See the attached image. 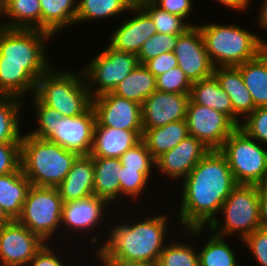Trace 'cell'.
I'll list each match as a JSON object with an SVG mask.
<instances>
[{
    "mask_svg": "<svg viewBox=\"0 0 267 266\" xmlns=\"http://www.w3.org/2000/svg\"><path fill=\"white\" fill-rule=\"evenodd\" d=\"M157 90L156 77L144 64H138L113 90V93L140 105Z\"/></svg>",
    "mask_w": 267,
    "mask_h": 266,
    "instance_id": "obj_29",
    "label": "cell"
},
{
    "mask_svg": "<svg viewBox=\"0 0 267 266\" xmlns=\"http://www.w3.org/2000/svg\"><path fill=\"white\" fill-rule=\"evenodd\" d=\"M256 108L267 107V47L254 59L236 66Z\"/></svg>",
    "mask_w": 267,
    "mask_h": 266,
    "instance_id": "obj_24",
    "label": "cell"
},
{
    "mask_svg": "<svg viewBox=\"0 0 267 266\" xmlns=\"http://www.w3.org/2000/svg\"><path fill=\"white\" fill-rule=\"evenodd\" d=\"M239 127L257 142L267 144V107L255 108Z\"/></svg>",
    "mask_w": 267,
    "mask_h": 266,
    "instance_id": "obj_41",
    "label": "cell"
},
{
    "mask_svg": "<svg viewBox=\"0 0 267 266\" xmlns=\"http://www.w3.org/2000/svg\"><path fill=\"white\" fill-rule=\"evenodd\" d=\"M177 37L178 35L155 33L143 43L138 52L139 64H144L151 58L173 51L177 44Z\"/></svg>",
    "mask_w": 267,
    "mask_h": 266,
    "instance_id": "obj_37",
    "label": "cell"
},
{
    "mask_svg": "<svg viewBox=\"0 0 267 266\" xmlns=\"http://www.w3.org/2000/svg\"><path fill=\"white\" fill-rule=\"evenodd\" d=\"M209 151L199 139L188 135L173 149L157 157L155 167L172 179H184Z\"/></svg>",
    "mask_w": 267,
    "mask_h": 266,
    "instance_id": "obj_17",
    "label": "cell"
},
{
    "mask_svg": "<svg viewBox=\"0 0 267 266\" xmlns=\"http://www.w3.org/2000/svg\"><path fill=\"white\" fill-rule=\"evenodd\" d=\"M183 185L179 220L183 231L196 236L216 219L214 214L238 184L225 156L210 150L184 178Z\"/></svg>",
    "mask_w": 267,
    "mask_h": 266,
    "instance_id": "obj_1",
    "label": "cell"
},
{
    "mask_svg": "<svg viewBox=\"0 0 267 266\" xmlns=\"http://www.w3.org/2000/svg\"><path fill=\"white\" fill-rule=\"evenodd\" d=\"M156 266H199V255L192 245L173 241L165 245Z\"/></svg>",
    "mask_w": 267,
    "mask_h": 266,
    "instance_id": "obj_35",
    "label": "cell"
},
{
    "mask_svg": "<svg viewBox=\"0 0 267 266\" xmlns=\"http://www.w3.org/2000/svg\"><path fill=\"white\" fill-rule=\"evenodd\" d=\"M190 94L154 91L141 105L142 129H152L186 119Z\"/></svg>",
    "mask_w": 267,
    "mask_h": 266,
    "instance_id": "obj_16",
    "label": "cell"
},
{
    "mask_svg": "<svg viewBox=\"0 0 267 266\" xmlns=\"http://www.w3.org/2000/svg\"><path fill=\"white\" fill-rule=\"evenodd\" d=\"M220 212L225 214L223 226L215 219L208 227L221 237L240 233L242 241L261 227L259 185L238 184L224 201ZM218 228V229H217Z\"/></svg>",
    "mask_w": 267,
    "mask_h": 266,
    "instance_id": "obj_8",
    "label": "cell"
},
{
    "mask_svg": "<svg viewBox=\"0 0 267 266\" xmlns=\"http://www.w3.org/2000/svg\"><path fill=\"white\" fill-rule=\"evenodd\" d=\"M21 102L17 97L0 95V143H21L18 120Z\"/></svg>",
    "mask_w": 267,
    "mask_h": 266,
    "instance_id": "obj_32",
    "label": "cell"
},
{
    "mask_svg": "<svg viewBox=\"0 0 267 266\" xmlns=\"http://www.w3.org/2000/svg\"><path fill=\"white\" fill-rule=\"evenodd\" d=\"M52 250L54 249H51L49 244L45 243L30 260V266H64L63 262L60 261V258H58Z\"/></svg>",
    "mask_w": 267,
    "mask_h": 266,
    "instance_id": "obj_46",
    "label": "cell"
},
{
    "mask_svg": "<svg viewBox=\"0 0 267 266\" xmlns=\"http://www.w3.org/2000/svg\"><path fill=\"white\" fill-rule=\"evenodd\" d=\"M5 14V6H4V0H0V17ZM2 25H0V30L7 28L6 24H3L4 22H1Z\"/></svg>",
    "mask_w": 267,
    "mask_h": 266,
    "instance_id": "obj_52",
    "label": "cell"
},
{
    "mask_svg": "<svg viewBox=\"0 0 267 266\" xmlns=\"http://www.w3.org/2000/svg\"><path fill=\"white\" fill-rule=\"evenodd\" d=\"M134 3L135 0H80L77 2L76 23L119 15Z\"/></svg>",
    "mask_w": 267,
    "mask_h": 266,
    "instance_id": "obj_31",
    "label": "cell"
},
{
    "mask_svg": "<svg viewBox=\"0 0 267 266\" xmlns=\"http://www.w3.org/2000/svg\"><path fill=\"white\" fill-rule=\"evenodd\" d=\"M138 64L137 55L118 51L108 45L82 70L91 98L113 92Z\"/></svg>",
    "mask_w": 267,
    "mask_h": 266,
    "instance_id": "obj_10",
    "label": "cell"
},
{
    "mask_svg": "<svg viewBox=\"0 0 267 266\" xmlns=\"http://www.w3.org/2000/svg\"><path fill=\"white\" fill-rule=\"evenodd\" d=\"M199 255V266H238L236 254L219 235L211 234Z\"/></svg>",
    "mask_w": 267,
    "mask_h": 266,
    "instance_id": "obj_34",
    "label": "cell"
},
{
    "mask_svg": "<svg viewBox=\"0 0 267 266\" xmlns=\"http://www.w3.org/2000/svg\"><path fill=\"white\" fill-rule=\"evenodd\" d=\"M135 2L151 17L157 33L182 35L193 26L184 24V18L161 9L152 0H135Z\"/></svg>",
    "mask_w": 267,
    "mask_h": 266,
    "instance_id": "obj_33",
    "label": "cell"
},
{
    "mask_svg": "<svg viewBox=\"0 0 267 266\" xmlns=\"http://www.w3.org/2000/svg\"><path fill=\"white\" fill-rule=\"evenodd\" d=\"M109 206L108 202L95 194L73 201L63 203L61 223L68 226L72 231H89L98 226L103 218L104 207ZM90 228V229H89Z\"/></svg>",
    "mask_w": 267,
    "mask_h": 266,
    "instance_id": "obj_20",
    "label": "cell"
},
{
    "mask_svg": "<svg viewBox=\"0 0 267 266\" xmlns=\"http://www.w3.org/2000/svg\"><path fill=\"white\" fill-rule=\"evenodd\" d=\"M157 90L168 93L190 94L192 82L176 67L156 77Z\"/></svg>",
    "mask_w": 267,
    "mask_h": 266,
    "instance_id": "obj_39",
    "label": "cell"
},
{
    "mask_svg": "<svg viewBox=\"0 0 267 266\" xmlns=\"http://www.w3.org/2000/svg\"><path fill=\"white\" fill-rule=\"evenodd\" d=\"M198 27L214 68L241 65L254 59L267 47V42L261 37L234 24H206Z\"/></svg>",
    "mask_w": 267,
    "mask_h": 266,
    "instance_id": "obj_5",
    "label": "cell"
},
{
    "mask_svg": "<svg viewBox=\"0 0 267 266\" xmlns=\"http://www.w3.org/2000/svg\"><path fill=\"white\" fill-rule=\"evenodd\" d=\"M7 28L41 30L40 0H4Z\"/></svg>",
    "mask_w": 267,
    "mask_h": 266,
    "instance_id": "obj_30",
    "label": "cell"
},
{
    "mask_svg": "<svg viewBox=\"0 0 267 266\" xmlns=\"http://www.w3.org/2000/svg\"><path fill=\"white\" fill-rule=\"evenodd\" d=\"M13 220L6 214L2 206L0 205V227L2 225L11 223Z\"/></svg>",
    "mask_w": 267,
    "mask_h": 266,
    "instance_id": "obj_51",
    "label": "cell"
},
{
    "mask_svg": "<svg viewBox=\"0 0 267 266\" xmlns=\"http://www.w3.org/2000/svg\"><path fill=\"white\" fill-rule=\"evenodd\" d=\"M96 115L91 105L84 113L58 120L54 131L45 139L78 155H89L92 148Z\"/></svg>",
    "mask_w": 267,
    "mask_h": 266,
    "instance_id": "obj_15",
    "label": "cell"
},
{
    "mask_svg": "<svg viewBox=\"0 0 267 266\" xmlns=\"http://www.w3.org/2000/svg\"><path fill=\"white\" fill-rule=\"evenodd\" d=\"M143 130H123L101 126L97 121L94 126L92 157L119 158L142 138Z\"/></svg>",
    "mask_w": 267,
    "mask_h": 266,
    "instance_id": "obj_19",
    "label": "cell"
},
{
    "mask_svg": "<svg viewBox=\"0 0 267 266\" xmlns=\"http://www.w3.org/2000/svg\"><path fill=\"white\" fill-rule=\"evenodd\" d=\"M254 140L238 126L219 149L237 184L267 183V150Z\"/></svg>",
    "mask_w": 267,
    "mask_h": 266,
    "instance_id": "obj_7",
    "label": "cell"
},
{
    "mask_svg": "<svg viewBox=\"0 0 267 266\" xmlns=\"http://www.w3.org/2000/svg\"><path fill=\"white\" fill-rule=\"evenodd\" d=\"M50 37L37 29L0 30V95L22 98L28 91L35 94L38 79L53 67L44 49Z\"/></svg>",
    "mask_w": 267,
    "mask_h": 266,
    "instance_id": "obj_2",
    "label": "cell"
},
{
    "mask_svg": "<svg viewBox=\"0 0 267 266\" xmlns=\"http://www.w3.org/2000/svg\"><path fill=\"white\" fill-rule=\"evenodd\" d=\"M213 75L219 82L220 87L226 92L231 100L233 109V122L240 126V118H246L256 107L251 94L246 88L240 70L236 66L216 67Z\"/></svg>",
    "mask_w": 267,
    "mask_h": 266,
    "instance_id": "obj_21",
    "label": "cell"
},
{
    "mask_svg": "<svg viewBox=\"0 0 267 266\" xmlns=\"http://www.w3.org/2000/svg\"><path fill=\"white\" fill-rule=\"evenodd\" d=\"M94 163L93 193L109 204L120 196L119 158L92 157Z\"/></svg>",
    "mask_w": 267,
    "mask_h": 266,
    "instance_id": "obj_25",
    "label": "cell"
},
{
    "mask_svg": "<svg viewBox=\"0 0 267 266\" xmlns=\"http://www.w3.org/2000/svg\"><path fill=\"white\" fill-rule=\"evenodd\" d=\"M69 72L49 69L38 79L35 90V95L45 105L56 109L63 117L78 116L92 105L82 71Z\"/></svg>",
    "mask_w": 267,
    "mask_h": 266,
    "instance_id": "obj_6",
    "label": "cell"
},
{
    "mask_svg": "<svg viewBox=\"0 0 267 266\" xmlns=\"http://www.w3.org/2000/svg\"><path fill=\"white\" fill-rule=\"evenodd\" d=\"M104 266H156L150 263H129V262H103Z\"/></svg>",
    "mask_w": 267,
    "mask_h": 266,
    "instance_id": "obj_50",
    "label": "cell"
},
{
    "mask_svg": "<svg viewBox=\"0 0 267 266\" xmlns=\"http://www.w3.org/2000/svg\"><path fill=\"white\" fill-rule=\"evenodd\" d=\"M45 242L17 220L0 227V266H26Z\"/></svg>",
    "mask_w": 267,
    "mask_h": 266,
    "instance_id": "obj_12",
    "label": "cell"
},
{
    "mask_svg": "<svg viewBox=\"0 0 267 266\" xmlns=\"http://www.w3.org/2000/svg\"><path fill=\"white\" fill-rule=\"evenodd\" d=\"M188 135L187 122L183 119L161 127L146 129L143 131L141 139L152 157L156 159L161 154L173 149Z\"/></svg>",
    "mask_w": 267,
    "mask_h": 266,
    "instance_id": "obj_26",
    "label": "cell"
},
{
    "mask_svg": "<svg viewBox=\"0 0 267 266\" xmlns=\"http://www.w3.org/2000/svg\"><path fill=\"white\" fill-rule=\"evenodd\" d=\"M120 195L134 198L145 191L148 178L139 169L120 167Z\"/></svg>",
    "mask_w": 267,
    "mask_h": 266,
    "instance_id": "obj_40",
    "label": "cell"
},
{
    "mask_svg": "<svg viewBox=\"0 0 267 266\" xmlns=\"http://www.w3.org/2000/svg\"><path fill=\"white\" fill-rule=\"evenodd\" d=\"M190 99L227 115L233 121L231 100L214 75L192 83Z\"/></svg>",
    "mask_w": 267,
    "mask_h": 266,
    "instance_id": "obj_27",
    "label": "cell"
},
{
    "mask_svg": "<svg viewBox=\"0 0 267 266\" xmlns=\"http://www.w3.org/2000/svg\"><path fill=\"white\" fill-rule=\"evenodd\" d=\"M161 9L186 18L190 15L193 9L192 0H152Z\"/></svg>",
    "mask_w": 267,
    "mask_h": 266,
    "instance_id": "obj_45",
    "label": "cell"
},
{
    "mask_svg": "<svg viewBox=\"0 0 267 266\" xmlns=\"http://www.w3.org/2000/svg\"><path fill=\"white\" fill-rule=\"evenodd\" d=\"M119 160L124 167L139 169L148 179L150 178L152 167L155 166V159L142 139L120 156Z\"/></svg>",
    "mask_w": 267,
    "mask_h": 266,
    "instance_id": "obj_36",
    "label": "cell"
},
{
    "mask_svg": "<svg viewBox=\"0 0 267 266\" xmlns=\"http://www.w3.org/2000/svg\"><path fill=\"white\" fill-rule=\"evenodd\" d=\"M78 0H40L41 30L55 35L62 28L75 24Z\"/></svg>",
    "mask_w": 267,
    "mask_h": 266,
    "instance_id": "obj_28",
    "label": "cell"
},
{
    "mask_svg": "<svg viewBox=\"0 0 267 266\" xmlns=\"http://www.w3.org/2000/svg\"><path fill=\"white\" fill-rule=\"evenodd\" d=\"M257 262L261 266H267V229L258 228L244 240Z\"/></svg>",
    "mask_w": 267,
    "mask_h": 266,
    "instance_id": "obj_43",
    "label": "cell"
},
{
    "mask_svg": "<svg viewBox=\"0 0 267 266\" xmlns=\"http://www.w3.org/2000/svg\"><path fill=\"white\" fill-rule=\"evenodd\" d=\"M218 2H220V4L222 3V5L228 7V8H232L234 10H244L246 9L249 4H250V0H216Z\"/></svg>",
    "mask_w": 267,
    "mask_h": 266,
    "instance_id": "obj_48",
    "label": "cell"
},
{
    "mask_svg": "<svg viewBox=\"0 0 267 266\" xmlns=\"http://www.w3.org/2000/svg\"><path fill=\"white\" fill-rule=\"evenodd\" d=\"M129 10L132 13L134 11L137 16L118 26L112 32L108 45L118 51L137 55L143 43L157 33V30L151 17L136 2Z\"/></svg>",
    "mask_w": 267,
    "mask_h": 266,
    "instance_id": "obj_18",
    "label": "cell"
},
{
    "mask_svg": "<svg viewBox=\"0 0 267 266\" xmlns=\"http://www.w3.org/2000/svg\"><path fill=\"white\" fill-rule=\"evenodd\" d=\"M259 210L261 227L267 229V183L259 185Z\"/></svg>",
    "mask_w": 267,
    "mask_h": 266,
    "instance_id": "obj_47",
    "label": "cell"
},
{
    "mask_svg": "<svg viewBox=\"0 0 267 266\" xmlns=\"http://www.w3.org/2000/svg\"><path fill=\"white\" fill-rule=\"evenodd\" d=\"M78 156L57 143L28 133L21 137V170L31 185L57 187Z\"/></svg>",
    "mask_w": 267,
    "mask_h": 266,
    "instance_id": "obj_4",
    "label": "cell"
},
{
    "mask_svg": "<svg viewBox=\"0 0 267 266\" xmlns=\"http://www.w3.org/2000/svg\"><path fill=\"white\" fill-rule=\"evenodd\" d=\"M144 66L157 77L170 69L178 67V62L175 54L171 51L149 59L144 63Z\"/></svg>",
    "mask_w": 267,
    "mask_h": 266,
    "instance_id": "obj_44",
    "label": "cell"
},
{
    "mask_svg": "<svg viewBox=\"0 0 267 266\" xmlns=\"http://www.w3.org/2000/svg\"><path fill=\"white\" fill-rule=\"evenodd\" d=\"M178 67L193 83L213 75L212 65L206 51L202 33L197 25H193L184 34L178 35L173 50Z\"/></svg>",
    "mask_w": 267,
    "mask_h": 266,
    "instance_id": "obj_13",
    "label": "cell"
},
{
    "mask_svg": "<svg viewBox=\"0 0 267 266\" xmlns=\"http://www.w3.org/2000/svg\"><path fill=\"white\" fill-rule=\"evenodd\" d=\"M259 13V26L267 30V0H264Z\"/></svg>",
    "mask_w": 267,
    "mask_h": 266,
    "instance_id": "obj_49",
    "label": "cell"
},
{
    "mask_svg": "<svg viewBox=\"0 0 267 266\" xmlns=\"http://www.w3.org/2000/svg\"><path fill=\"white\" fill-rule=\"evenodd\" d=\"M63 203L56 187L31 185L17 221L46 243L60 227Z\"/></svg>",
    "mask_w": 267,
    "mask_h": 266,
    "instance_id": "obj_9",
    "label": "cell"
},
{
    "mask_svg": "<svg viewBox=\"0 0 267 266\" xmlns=\"http://www.w3.org/2000/svg\"><path fill=\"white\" fill-rule=\"evenodd\" d=\"M21 143H0V175L16 172L21 167Z\"/></svg>",
    "mask_w": 267,
    "mask_h": 266,
    "instance_id": "obj_42",
    "label": "cell"
},
{
    "mask_svg": "<svg viewBox=\"0 0 267 266\" xmlns=\"http://www.w3.org/2000/svg\"><path fill=\"white\" fill-rule=\"evenodd\" d=\"M96 121L104 127L143 130L141 105L113 92L92 98Z\"/></svg>",
    "mask_w": 267,
    "mask_h": 266,
    "instance_id": "obj_14",
    "label": "cell"
},
{
    "mask_svg": "<svg viewBox=\"0 0 267 266\" xmlns=\"http://www.w3.org/2000/svg\"><path fill=\"white\" fill-rule=\"evenodd\" d=\"M94 163L91 155H79L65 179L56 187L63 202L78 200L93 193Z\"/></svg>",
    "mask_w": 267,
    "mask_h": 266,
    "instance_id": "obj_22",
    "label": "cell"
},
{
    "mask_svg": "<svg viewBox=\"0 0 267 266\" xmlns=\"http://www.w3.org/2000/svg\"><path fill=\"white\" fill-rule=\"evenodd\" d=\"M186 122L189 135L199 139L210 150H219L238 127L227 115L189 99Z\"/></svg>",
    "mask_w": 267,
    "mask_h": 266,
    "instance_id": "obj_11",
    "label": "cell"
},
{
    "mask_svg": "<svg viewBox=\"0 0 267 266\" xmlns=\"http://www.w3.org/2000/svg\"><path fill=\"white\" fill-rule=\"evenodd\" d=\"M30 187L21 167L16 172L0 175V205L12 220L20 217Z\"/></svg>",
    "mask_w": 267,
    "mask_h": 266,
    "instance_id": "obj_23",
    "label": "cell"
},
{
    "mask_svg": "<svg viewBox=\"0 0 267 266\" xmlns=\"http://www.w3.org/2000/svg\"><path fill=\"white\" fill-rule=\"evenodd\" d=\"M167 219L160 214L133 225L117 224L107 235L106 243L96 250L99 258L102 262L157 264L165 247Z\"/></svg>",
    "mask_w": 267,
    "mask_h": 266,
    "instance_id": "obj_3",
    "label": "cell"
},
{
    "mask_svg": "<svg viewBox=\"0 0 267 266\" xmlns=\"http://www.w3.org/2000/svg\"><path fill=\"white\" fill-rule=\"evenodd\" d=\"M33 98L39 123L37 130L28 134L36 138L46 139L52 131H54L58 120H61L63 115L56 109L45 105L35 94L33 95Z\"/></svg>",
    "mask_w": 267,
    "mask_h": 266,
    "instance_id": "obj_38",
    "label": "cell"
}]
</instances>
